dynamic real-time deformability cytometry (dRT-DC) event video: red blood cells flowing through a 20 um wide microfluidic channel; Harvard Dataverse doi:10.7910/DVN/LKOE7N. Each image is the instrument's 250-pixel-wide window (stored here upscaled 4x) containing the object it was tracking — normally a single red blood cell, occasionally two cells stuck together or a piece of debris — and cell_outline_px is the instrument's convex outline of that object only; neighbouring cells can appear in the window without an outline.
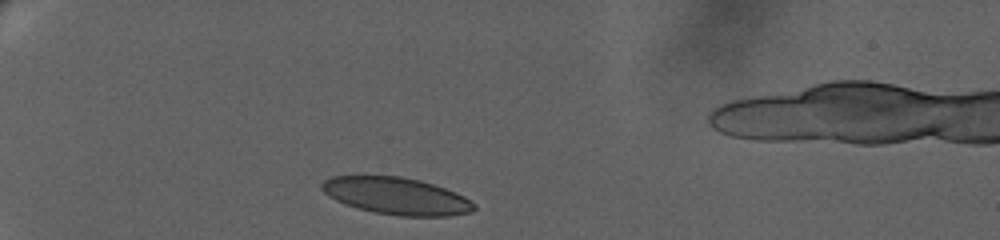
{"species": "human", "species_latin": "Homo sapiens", "temperature_condition": "warm", "stored_images_in_passage": 8, "camera_frame_rate_fps": 3000, "um_per_image_px": 0.085, "donor": {"sex": "female"}, "frame": {"image": 1, "passage_image": 3, "time_ms": 0.667, "image_size_px": [1000, 240], "cell_outline_px": [[476, 208], [472, 212], [448, 216], [400, 216], [376, 212], [360, 208], [336, 200], [328, 196], [320, 188], [320, 184], [324, 180], [332, 176], [400, 176], [420, 180], [456, 192], [464, 196], [476, 204]], "centroid_in_image_um": [33.72, 16.65], "position_along_channel_um": 51.3, "area_um2": 32.71}}